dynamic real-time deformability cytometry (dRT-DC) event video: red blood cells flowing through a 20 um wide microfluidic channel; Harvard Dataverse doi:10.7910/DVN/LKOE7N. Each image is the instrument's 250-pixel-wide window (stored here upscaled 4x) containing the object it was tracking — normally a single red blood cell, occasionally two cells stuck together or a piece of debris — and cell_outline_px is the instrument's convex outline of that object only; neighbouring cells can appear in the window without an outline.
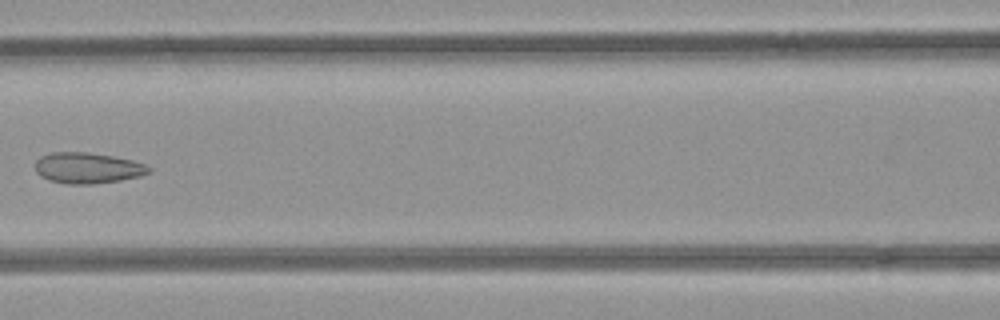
{"species": "common noctule bat (a hibernating species)", "species_latin": "Nyctalus noctula", "temperature_condition": "room temperature", "stored_images_in_passage": 7, "camera_frame_rate_fps": 3000, "um_per_image_px": 0.085, "animal": {"sex": "female", "body_mass_g": 21.9}, "frame": {"image": 1, "passage_image": 7, "time_ms": 2.0, "image_size_px": [1000, 320], "cell_outline_px": [[152, 172], [140, 176], [120, 180], [92, 184], [64, 184], [48, 180], [40, 176], [36, 172], [36, 160], [40, 156], [52, 152], [88, 152], [112, 156], [132, 160], [144, 164], [152, 168]], "centroid_in_image_um": [7.44, 14.28], "position_along_channel_um": 159.2, "area_um2": 20.58}}